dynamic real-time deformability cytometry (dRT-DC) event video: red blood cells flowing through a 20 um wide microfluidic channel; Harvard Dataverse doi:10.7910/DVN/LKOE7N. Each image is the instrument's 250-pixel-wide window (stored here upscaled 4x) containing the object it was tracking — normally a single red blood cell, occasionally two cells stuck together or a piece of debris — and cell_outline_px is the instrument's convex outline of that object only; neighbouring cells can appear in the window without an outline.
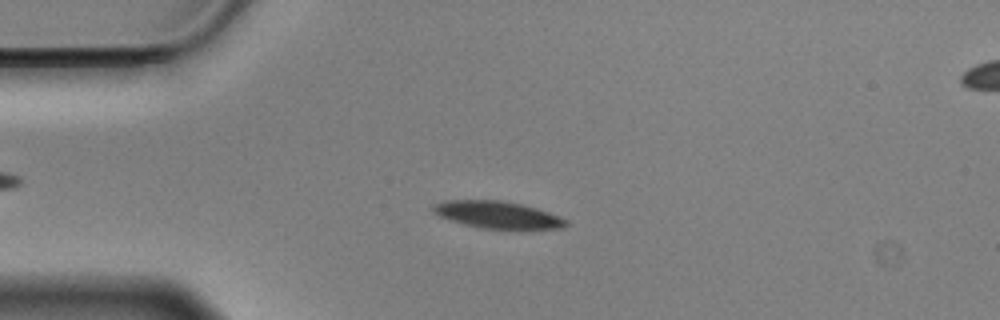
{"species": "Egyptian fruit bat (a non-hibernating species)", "species_latin": "Rousettus aegyptiacus", "temperature_condition": "cold", "stored_images_in_passage": 56, "camera_frame_rate_fps": 3000, "um_per_image_px": 0.085, "animal": {"sex": "male"}, "frame": {"image": 1, "passage_image": 13, "time_ms": 4.0, "image_size_px": [1000, 320], "cell_outline_px": [[568, 224], [564, 228], [480, 228], [464, 224], [440, 216], [432, 212], [432, 208], [436, 204], [444, 200], [500, 200], [520, 204], [536, 208], [560, 216], [568, 220]], "centroid_in_image_um": [42.29, 18.24], "position_along_channel_um": 42.7, "area_um2": 20.63}}
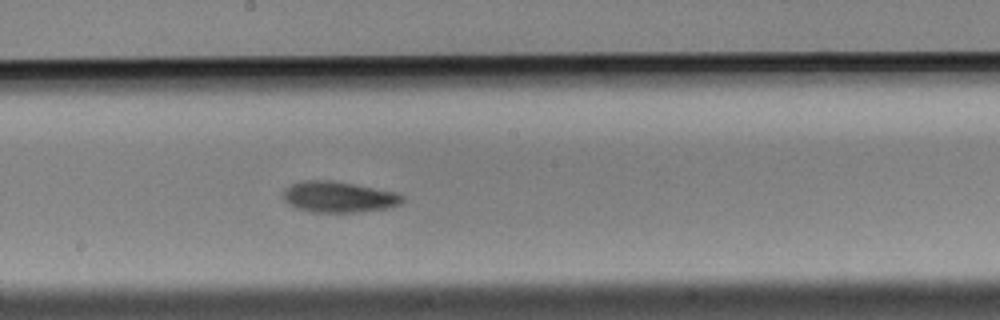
{"frame": {"image": 2, "passage_image": 30, "time_ms": 9.667, "image_size_px": [1000, 320], "cell_outline_px": [[404, 200], [400, 204], [388, 208], [360, 212], [312, 212], [296, 208], [288, 204], [284, 200], [284, 192], [292, 184], [304, 180], [328, 180], [400, 192], [404, 196]], "centroid_in_image_um": [28.84, 16.75], "position_along_channel_um": 219.4, "area_um2": 21.5}}
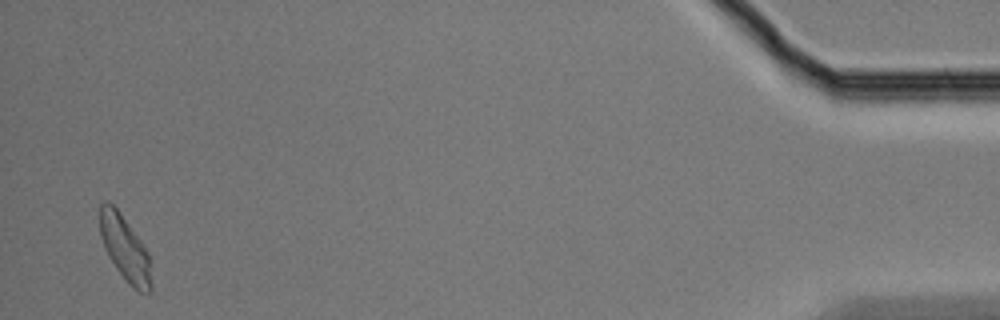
{"frame": {"image": 3, "passage_image": 55, "time_ms": 18.0, "image_size_px": [1000, 320], "cell_outline_px": [[152, 292], [148, 296], [132, 288], [116, 268], [108, 256], [104, 248], [100, 236], [100, 204], [104, 200], [108, 200], [120, 212], [140, 240], [148, 252], [152, 264]], "centroid_in_image_um": [10.66, 21.17], "position_along_channel_um": 424.5, "area_um2": 20.0}, "authors_computed_cell_mechanics": {"area_um2": 20.519, "velocity_mm_per_s": 3.4907, "shape_relaxation_time_tau1_ms": 4.637, "shape_relaxation_time_tau2_ms": 10.4603, "deformation_change_tau1": 0.1235, "deformation_change_tau2": 0.1695}}